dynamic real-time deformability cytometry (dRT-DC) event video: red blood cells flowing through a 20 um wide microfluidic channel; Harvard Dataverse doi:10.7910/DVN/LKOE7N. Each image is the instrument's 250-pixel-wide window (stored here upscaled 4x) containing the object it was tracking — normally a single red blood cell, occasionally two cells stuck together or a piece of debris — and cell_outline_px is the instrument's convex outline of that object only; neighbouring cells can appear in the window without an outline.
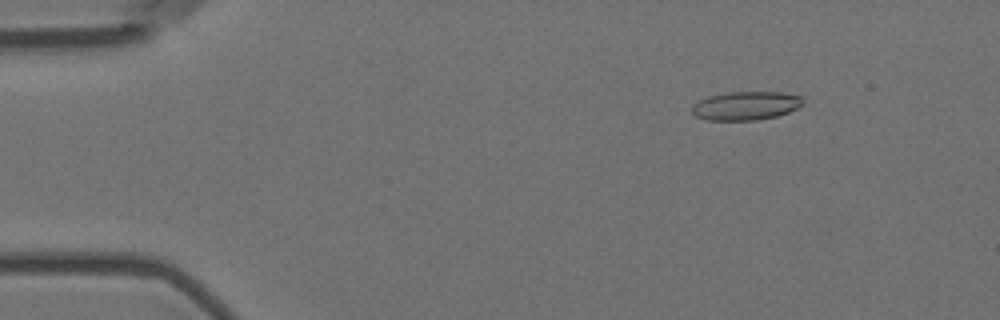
{"species": "Egyptian fruit bat (a non-hibernating species)", "species_latin": "Rousettus aegyptiacus", "temperature_condition": "room temperature", "stored_images_in_passage": 5, "camera_frame_rate_fps": 3000, "um_per_image_px": 0.085, "animal": {"sex": "female"}, "frame": {"image": 1, "passage_image": 3, "time_ms": 0.667, "image_size_px": [1000, 320], "cell_outline_px": [[804, 104], [788, 112], [776, 116], [756, 120], [708, 120], [696, 116], [692, 112], [692, 108], [700, 100], [708, 96], [728, 92], [780, 92], [804, 96]], "centroid_in_image_um": [63.44, 8.98], "position_along_channel_um": 21.6, "area_um2": 18.44}}